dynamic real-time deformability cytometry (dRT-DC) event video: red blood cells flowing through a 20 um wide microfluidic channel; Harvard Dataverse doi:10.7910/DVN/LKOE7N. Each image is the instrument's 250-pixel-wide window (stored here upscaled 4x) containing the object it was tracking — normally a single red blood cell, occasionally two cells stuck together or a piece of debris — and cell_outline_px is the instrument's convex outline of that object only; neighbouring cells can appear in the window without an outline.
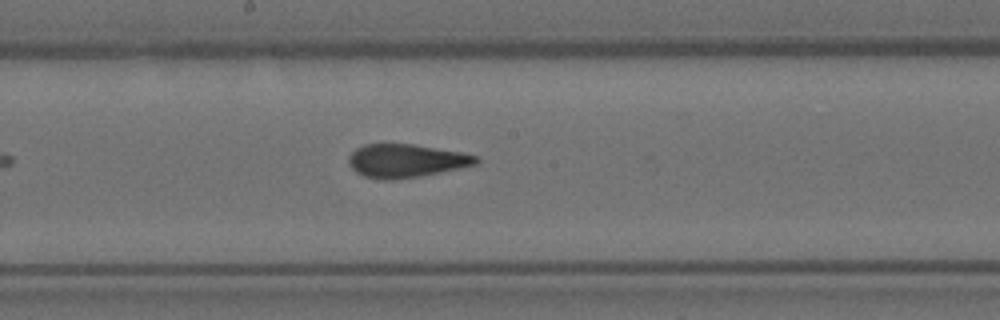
{"species": "Egyptian fruit bat (a non-hibernating species)", "species_latin": "Rousettus aegyptiacus", "temperature_condition": "room temperature", "stored_images_in_passage": 8, "camera_frame_rate_fps": 3000, "um_per_image_px": 0.085, "animal": {"sex": "female"}, "frame": {"image": 1, "passage_image": 8, "time_ms": 2.333, "image_size_px": [1000, 320], "cell_outline_px": [[480, 160], [476, 164], [420, 176], [392, 180], [380, 180], [364, 176], [356, 172], [348, 164], [348, 156], [356, 148], [364, 144], [412, 144], [460, 152], [480, 156]], "centroid_in_image_um": [34.47, 13.66], "position_along_channel_um": 213.7, "area_um2": 24.68}}